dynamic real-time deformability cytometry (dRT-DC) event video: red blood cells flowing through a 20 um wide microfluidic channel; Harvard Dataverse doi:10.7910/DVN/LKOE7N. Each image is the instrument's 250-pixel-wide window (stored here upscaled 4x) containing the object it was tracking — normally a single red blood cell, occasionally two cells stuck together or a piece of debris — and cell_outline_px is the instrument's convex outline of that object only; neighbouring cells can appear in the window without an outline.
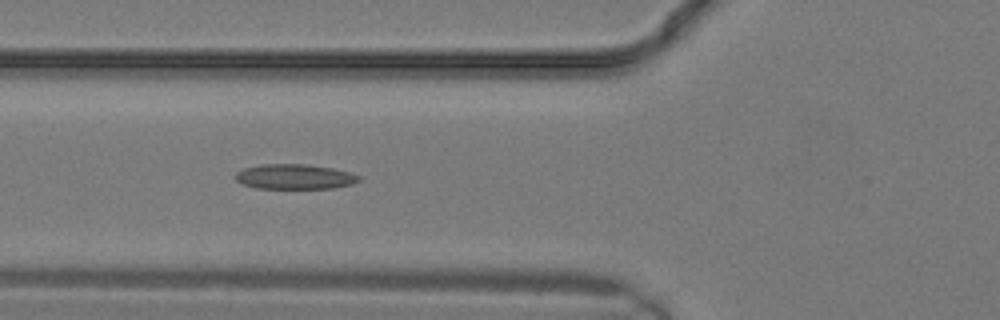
{"species": "common noctule bat (a hibernating species)", "species_latin": "Nyctalus noctula", "temperature_condition": "warm", "stored_images_in_passage": 8, "camera_frame_rate_fps": 3000, "um_per_image_px": 0.085, "animal": {"sex": "male", "body_mass_g": 19.2, "forearm_length_mm": 51.8}, "frame": {"image": 1, "passage_image": 5, "time_ms": 1.333, "image_size_px": [1000, 320], "cell_outline_px": [[360, 180], [352, 184], [332, 188], [256, 188], [244, 184], [236, 180], [236, 172], [244, 168], [260, 164], [304, 164], [332, 168], [352, 172], [360, 176]], "centroid_in_image_um": [25.06, 15.01], "position_along_channel_um": 100.7, "area_um2": 17.92}}
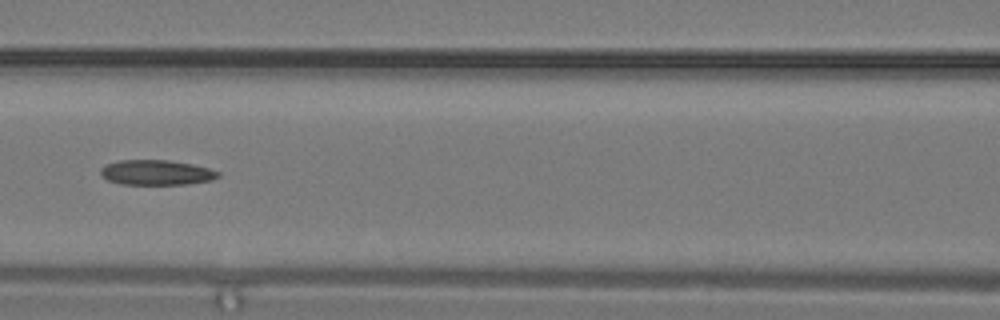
{"frame": {"image": 2, "passage_image": 7, "time_ms": 2.0, "image_size_px": [1000, 320], "cell_outline_px": [[220, 176], [212, 180], [188, 184], [120, 184], [108, 180], [100, 176], [100, 168], [108, 164], [120, 160], [168, 160], [192, 164], [208, 168], [220, 172]], "centroid_in_image_um": [13.29, 14.67], "position_along_channel_um": 153.3, "area_um2": 17.17}}